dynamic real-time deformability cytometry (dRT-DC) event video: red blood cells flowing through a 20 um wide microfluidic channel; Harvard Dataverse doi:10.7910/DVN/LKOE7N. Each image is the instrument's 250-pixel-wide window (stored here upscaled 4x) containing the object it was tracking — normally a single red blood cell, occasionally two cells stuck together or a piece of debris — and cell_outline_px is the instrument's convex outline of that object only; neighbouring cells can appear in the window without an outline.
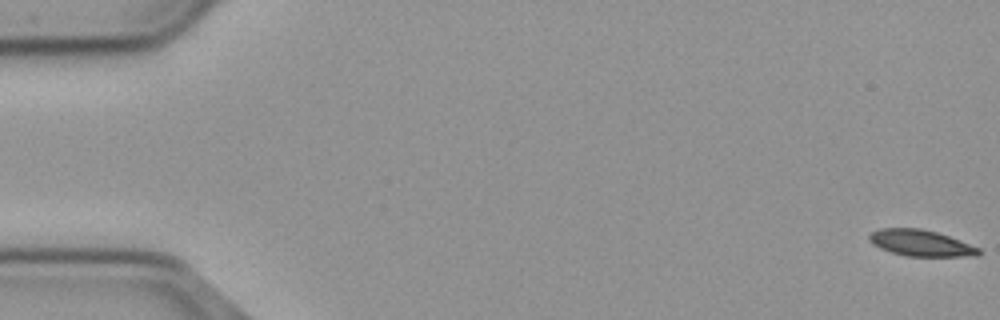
{"species": "common noctule bat (a hibernating species)", "species_latin": "Nyctalus noctula", "temperature_condition": "cold", "stored_images_in_passage": 56, "camera_frame_rate_fps": 3000, "um_per_image_px": 0.085, "animal": {"sex": "male", "body_mass_g": 23.1, "forearm_length_mm": 52.7}, "frame": {"image": 1, "passage_image": 1, "time_ms": 0.0, "image_size_px": [1000, 320], "cell_outline_px": [[980, 252], [976, 256], [908, 256], [892, 252], [880, 248], [872, 244], [868, 240], [868, 236], [872, 232], [880, 228], [920, 228], [936, 232], [948, 236], [980, 248]], "centroid_in_image_um": [78.23, 20.65], "position_along_channel_um": 6.8, "area_um2": 16.59}}
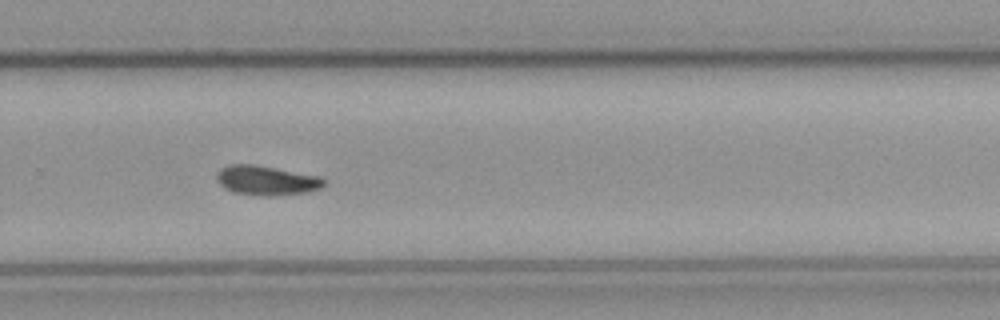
{"frame": {"image": 2, "passage_image": 38, "time_ms": 12.333, "image_size_px": [1000, 320], "cell_outline_px": [[328, 180], [320, 188], [308, 192], [268, 196], [264, 196], [232, 192], [224, 188], [220, 184], [216, 176], [220, 168], [232, 164], [256, 164], [320, 176]], "centroid_in_image_um": [22.67, 15.33], "position_along_channel_um": 307.1, "area_um2": 18.55}}
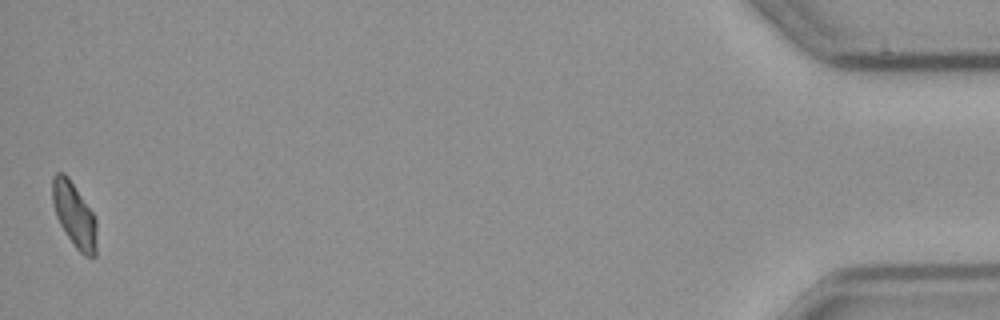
{"frame": {"image": 3, "passage_image": 56, "time_ms": 18.333, "image_size_px": [1000, 320], "cell_outline_px": [[96, 256], [84, 256], [76, 248], [60, 224], [56, 216], [52, 200], [52, 176], [56, 172], [64, 172], [68, 176], [92, 212], [96, 220]], "centroid_in_image_um": [6.3, 18.24], "position_along_channel_um": 428.9, "area_um2": 16.53}, "authors_computed_cell_mechanics": {"area_um2": 17.8024, "velocity_mm_per_s": 3.684, "shape_relaxation_time_tau1_ms": 5.3066, "shape_relaxation_time_tau2_ms": null, "deformation_change_tau1": 0.1299, "deformation_change_tau2": null}}